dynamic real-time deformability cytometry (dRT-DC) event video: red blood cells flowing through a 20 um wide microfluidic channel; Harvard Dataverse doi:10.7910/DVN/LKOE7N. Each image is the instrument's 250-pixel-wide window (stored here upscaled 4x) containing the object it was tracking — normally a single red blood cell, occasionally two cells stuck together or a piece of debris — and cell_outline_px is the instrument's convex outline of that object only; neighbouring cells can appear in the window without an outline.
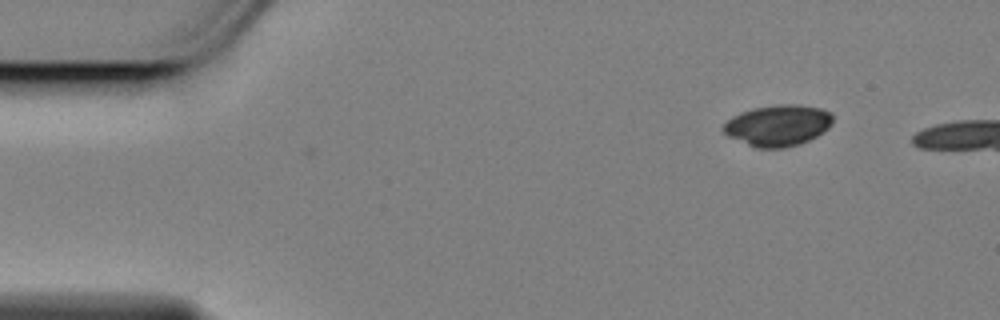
{"species": "Egyptian fruit bat (a non-hibernating species)", "species_latin": "Rousettus aegyptiacus", "temperature_condition": "cold", "stored_images_in_passage": 2, "camera_frame_rate_fps": 3000, "um_per_image_px": 0.085, "animal": {"sex": "female"}, "frame": {"image": 1, "passage_image": 1, "time_ms": 0.0, "image_size_px": [1000, 320], "cell_outline_px": [[832, 124], [828, 128], [816, 136], [808, 140], [784, 148], [756, 148], [728, 136], [720, 128], [732, 116], [740, 112], [752, 108], [776, 104], [796, 104], [820, 108], [832, 112]], "centroid_in_image_um": [66.1, 10.64], "position_along_channel_um": 18.9, "area_um2": 26.3}}